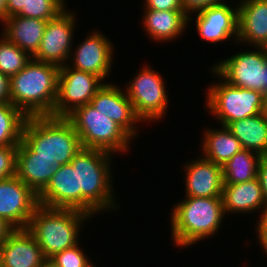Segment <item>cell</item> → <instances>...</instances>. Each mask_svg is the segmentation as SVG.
<instances>
[{
  "label": "cell",
  "instance_id": "6da1fadb",
  "mask_svg": "<svg viewBox=\"0 0 267 267\" xmlns=\"http://www.w3.org/2000/svg\"><path fill=\"white\" fill-rule=\"evenodd\" d=\"M111 157L102 150L82 148L69 163L77 169V210L94 216L118 209L111 185Z\"/></svg>",
  "mask_w": 267,
  "mask_h": 267
},
{
  "label": "cell",
  "instance_id": "7a4b0ae2",
  "mask_svg": "<svg viewBox=\"0 0 267 267\" xmlns=\"http://www.w3.org/2000/svg\"><path fill=\"white\" fill-rule=\"evenodd\" d=\"M60 67L31 61L10 78V103L26 117L52 116L58 93Z\"/></svg>",
  "mask_w": 267,
  "mask_h": 267
},
{
  "label": "cell",
  "instance_id": "3957f363",
  "mask_svg": "<svg viewBox=\"0 0 267 267\" xmlns=\"http://www.w3.org/2000/svg\"><path fill=\"white\" fill-rule=\"evenodd\" d=\"M21 140L35 157L50 160L55 166L69 164L82 149L79 136L66 117H27Z\"/></svg>",
  "mask_w": 267,
  "mask_h": 267
},
{
  "label": "cell",
  "instance_id": "277c9868",
  "mask_svg": "<svg viewBox=\"0 0 267 267\" xmlns=\"http://www.w3.org/2000/svg\"><path fill=\"white\" fill-rule=\"evenodd\" d=\"M184 198L174 204L170 222L174 244L187 248L216 234L225 213L222 197Z\"/></svg>",
  "mask_w": 267,
  "mask_h": 267
},
{
  "label": "cell",
  "instance_id": "5b68a950",
  "mask_svg": "<svg viewBox=\"0 0 267 267\" xmlns=\"http://www.w3.org/2000/svg\"><path fill=\"white\" fill-rule=\"evenodd\" d=\"M92 216L77 209L49 208L38 205L27 230L34 236L47 260L58 252L79 244L81 224Z\"/></svg>",
  "mask_w": 267,
  "mask_h": 267
},
{
  "label": "cell",
  "instance_id": "8992f818",
  "mask_svg": "<svg viewBox=\"0 0 267 267\" xmlns=\"http://www.w3.org/2000/svg\"><path fill=\"white\" fill-rule=\"evenodd\" d=\"M66 118L73 124L82 148L102 150L112 155L130 150L129 143L133 138L90 103L75 108Z\"/></svg>",
  "mask_w": 267,
  "mask_h": 267
},
{
  "label": "cell",
  "instance_id": "52a82bcc",
  "mask_svg": "<svg viewBox=\"0 0 267 267\" xmlns=\"http://www.w3.org/2000/svg\"><path fill=\"white\" fill-rule=\"evenodd\" d=\"M220 82L207 90L205 105L222 126L231 122L259 115L264 111L265 95L261 92L235 87L220 76Z\"/></svg>",
  "mask_w": 267,
  "mask_h": 267
},
{
  "label": "cell",
  "instance_id": "ba28073f",
  "mask_svg": "<svg viewBox=\"0 0 267 267\" xmlns=\"http://www.w3.org/2000/svg\"><path fill=\"white\" fill-rule=\"evenodd\" d=\"M242 51L213 64L212 73L227 83L261 92L267 96V49Z\"/></svg>",
  "mask_w": 267,
  "mask_h": 267
},
{
  "label": "cell",
  "instance_id": "9c48e42d",
  "mask_svg": "<svg viewBox=\"0 0 267 267\" xmlns=\"http://www.w3.org/2000/svg\"><path fill=\"white\" fill-rule=\"evenodd\" d=\"M159 74L147 65L124 87L141 122H158L166 114L169 101L164 79Z\"/></svg>",
  "mask_w": 267,
  "mask_h": 267
},
{
  "label": "cell",
  "instance_id": "30bf717a",
  "mask_svg": "<svg viewBox=\"0 0 267 267\" xmlns=\"http://www.w3.org/2000/svg\"><path fill=\"white\" fill-rule=\"evenodd\" d=\"M103 79L91 72L80 71L67 63L60 67L57 99L53 117H66L75 108L89 104L103 86Z\"/></svg>",
  "mask_w": 267,
  "mask_h": 267
},
{
  "label": "cell",
  "instance_id": "8fae6325",
  "mask_svg": "<svg viewBox=\"0 0 267 267\" xmlns=\"http://www.w3.org/2000/svg\"><path fill=\"white\" fill-rule=\"evenodd\" d=\"M75 14L70 10L62 11L56 18L48 20L42 41L37 52L32 56L36 61L66 65L72 52Z\"/></svg>",
  "mask_w": 267,
  "mask_h": 267
},
{
  "label": "cell",
  "instance_id": "7c38bea8",
  "mask_svg": "<svg viewBox=\"0 0 267 267\" xmlns=\"http://www.w3.org/2000/svg\"><path fill=\"white\" fill-rule=\"evenodd\" d=\"M38 195L16 175L0 180V218L13 229H27Z\"/></svg>",
  "mask_w": 267,
  "mask_h": 267
},
{
  "label": "cell",
  "instance_id": "4fadbf2b",
  "mask_svg": "<svg viewBox=\"0 0 267 267\" xmlns=\"http://www.w3.org/2000/svg\"><path fill=\"white\" fill-rule=\"evenodd\" d=\"M85 40L71 52V66L74 69L91 72L103 80L109 76L113 65L114 47L102 32L91 31ZM94 32V33H93Z\"/></svg>",
  "mask_w": 267,
  "mask_h": 267
},
{
  "label": "cell",
  "instance_id": "5bb4252c",
  "mask_svg": "<svg viewBox=\"0 0 267 267\" xmlns=\"http://www.w3.org/2000/svg\"><path fill=\"white\" fill-rule=\"evenodd\" d=\"M227 3L211 5L197 12L195 25L202 40L213 43L238 37V6Z\"/></svg>",
  "mask_w": 267,
  "mask_h": 267
},
{
  "label": "cell",
  "instance_id": "9a60e30c",
  "mask_svg": "<svg viewBox=\"0 0 267 267\" xmlns=\"http://www.w3.org/2000/svg\"><path fill=\"white\" fill-rule=\"evenodd\" d=\"M90 104L101 114L120 125L133 139L141 120L136 116L126 91L114 83L105 82L91 99Z\"/></svg>",
  "mask_w": 267,
  "mask_h": 267
},
{
  "label": "cell",
  "instance_id": "2e32d148",
  "mask_svg": "<svg viewBox=\"0 0 267 267\" xmlns=\"http://www.w3.org/2000/svg\"><path fill=\"white\" fill-rule=\"evenodd\" d=\"M47 259L27 229H14L0 245L1 267H42Z\"/></svg>",
  "mask_w": 267,
  "mask_h": 267
},
{
  "label": "cell",
  "instance_id": "e0dca14e",
  "mask_svg": "<svg viewBox=\"0 0 267 267\" xmlns=\"http://www.w3.org/2000/svg\"><path fill=\"white\" fill-rule=\"evenodd\" d=\"M190 162L184 165L185 196L222 197L224 187L222 167L204 157Z\"/></svg>",
  "mask_w": 267,
  "mask_h": 267
},
{
  "label": "cell",
  "instance_id": "ac0fdd59",
  "mask_svg": "<svg viewBox=\"0 0 267 267\" xmlns=\"http://www.w3.org/2000/svg\"><path fill=\"white\" fill-rule=\"evenodd\" d=\"M237 41L253 47L267 46V0L240 1Z\"/></svg>",
  "mask_w": 267,
  "mask_h": 267
},
{
  "label": "cell",
  "instance_id": "d6986e66",
  "mask_svg": "<svg viewBox=\"0 0 267 267\" xmlns=\"http://www.w3.org/2000/svg\"><path fill=\"white\" fill-rule=\"evenodd\" d=\"M38 204L77 209V169L70 164L58 166L46 188L38 195Z\"/></svg>",
  "mask_w": 267,
  "mask_h": 267
},
{
  "label": "cell",
  "instance_id": "ffe728a7",
  "mask_svg": "<svg viewBox=\"0 0 267 267\" xmlns=\"http://www.w3.org/2000/svg\"><path fill=\"white\" fill-rule=\"evenodd\" d=\"M58 166L50 160L35 157L21 140L16 153V176L39 195L48 185Z\"/></svg>",
  "mask_w": 267,
  "mask_h": 267
},
{
  "label": "cell",
  "instance_id": "44dd1931",
  "mask_svg": "<svg viewBox=\"0 0 267 267\" xmlns=\"http://www.w3.org/2000/svg\"><path fill=\"white\" fill-rule=\"evenodd\" d=\"M143 27L149 38L157 42H167L180 37L189 22L184 10L158 11L144 9Z\"/></svg>",
  "mask_w": 267,
  "mask_h": 267
},
{
  "label": "cell",
  "instance_id": "7402d4cb",
  "mask_svg": "<svg viewBox=\"0 0 267 267\" xmlns=\"http://www.w3.org/2000/svg\"><path fill=\"white\" fill-rule=\"evenodd\" d=\"M224 213H253L266 210L262 188L258 178L248 182L224 184L222 191Z\"/></svg>",
  "mask_w": 267,
  "mask_h": 267
},
{
  "label": "cell",
  "instance_id": "603a6c76",
  "mask_svg": "<svg viewBox=\"0 0 267 267\" xmlns=\"http://www.w3.org/2000/svg\"><path fill=\"white\" fill-rule=\"evenodd\" d=\"M1 32L10 42L33 56L42 41L47 21L18 15L5 18Z\"/></svg>",
  "mask_w": 267,
  "mask_h": 267
},
{
  "label": "cell",
  "instance_id": "cb8c5ba5",
  "mask_svg": "<svg viewBox=\"0 0 267 267\" xmlns=\"http://www.w3.org/2000/svg\"><path fill=\"white\" fill-rule=\"evenodd\" d=\"M227 128L240 142L242 149L267 156V120L264 113L231 122Z\"/></svg>",
  "mask_w": 267,
  "mask_h": 267
},
{
  "label": "cell",
  "instance_id": "d4e9b609",
  "mask_svg": "<svg viewBox=\"0 0 267 267\" xmlns=\"http://www.w3.org/2000/svg\"><path fill=\"white\" fill-rule=\"evenodd\" d=\"M203 137L201 156L221 167L242 149L240 142L226 126L209 128Z\"/></svg>",
  "mask_w": 267,
  "mask_h": 267
},
{
  "label": "cell",
  "instance_id": "484cf974",
  "mask_svg": "<svg viewBox=\"0 0 267 267\" xmlns=\"http://www.w3.org/2000/svg\"><path fill=\"white\" fill-rule=\"evenodd\" d=\"M261 157L256 152L241 149L222 166L224 184L243 183L257 178Z\"/></svg>",
  "mask_w": 267,
  "mask_h": 267
},
{
  "label": "cell",
  "instance_id": "4316f807",
  "mask_svg": "<svg viewBox=\"0 0 267 267\" xmlns=\"http://www.w3.org/2000/svg\"><path fill=\"white\" fill-rule=\"evenodd\" d=\"M26 118L11 103L0 104V146H18Z\"/></svg>",
  "mask_w": 267,
  "mask_h": 267
},
{
  "label": "cell",
  "instance_id": "83f0119b",
  "mask_svg": "<svg viewBox=\"0 0 267 267\" xmlns=\"http://www.w3.org/2000/svg\"><path fill=\"white\" fill-rule=\"evenodd\" d=\"M0 37V72L11 78L31 61L32 56L5 36Z\"/></svg>",
  "mask_w": 267,
  "mask_h": 267
},
{
  "label": "cell",
  "instance_id": "f1b7e54d",
  "mask_svg": "<svg viewBox=\"0 0 267 267\" xmlns=\"http://www.w3.org/2000/svg\"><path fill=\"white\" fill-rule=\"evenodd\" d=\"M48 261L55 267H95L78 244L56 253Z\"/></svg>",
  "mask_w": 267,
  "mask_h": 267
},
{
  "label": "cell",
  "instance_id": "f546056e",
  "mask_svg": "<svg viewBox=\"0 0 267 267\" xmlns=\"http://www.w3.org/2000/svg\"><path fill=\"white\" fill-rule=\"evenodd\" d=\"M64 0H31L30 18L51 20L66 9Z\"/></svg>",
  "mask_w": 267,
  "mask_h": 267
},
{
  "label": "cell",
  "instance_id": "4dcf8cb0",
  "mask_svg": "<svg viewBox=\"0 0 267 267\" xmlns=\"http://www.w3.org/2000/svg\"><path fill=\"white\" fill-rule=\"evenodd\" d=\"M17 146H0V180L16 174Z\"/></svg>",
  "mask_w": 267,
  "mask_h": 267
},
{
  "label": "cell",
  "instance_id": "1f68e13d",
  "mask_svg": "<svg viewBox=\"0 0 267 267\" xmlns=\"http://www.w3.org/2000/svg\"><path fill=\"white\" fill-rule=\"evenodd\" d=\"M31 0H6L5 18L14 15L30 18Z\"/></svg>",
  "mask_w": 267,
  "mask_h": 267
},
{
  "label": "cell",
  "instance_id": "d6a6232c",
  "mask_svg": "<svg viewBox=\"0 0 267 267\" xmlns=\"http://www.w3.org/2000/svg\"><path fill=\"white\" fill-rule=\"evenodd\" d=\"M224 0H181L184 12L189 16V22L191 19V13H197L202 9H205L211 5L223 3Z\"/></svg>",
  "mask_w": 267,
  "mask_h": 267
},
{
  "label": "cell",
  "instance_id": "836d02e7",
  "mask_svg": "<svg viewBox=\"0 0 267 267\" xmlns=\"http://www.w3.org/2000/svg\"><path fill=\"white\" fill-rule=\"evenodd\" d=\"M144 9L158 11L183 10L181 0H145Z\"/></svg>",
  "mask_w": 267,
  "mask_h": 267
},
{
  "label": "cell",
  "instance_id": "e575fe53",
  "mask_svg": "<svg viewBox=\"0 0 267 267\" xmlns=\"http://www.w3.org/2000/svg\"><path fill=\"white\" fill-rule=\"evenodd\" d=\"M260 220L257 222L255 229L258 233V242L263 247V251L267 254V209L261 212Z\"/></svg>",
  "mask_w": 267,
  "mask_h": 267
},
{
  "label": "cell",
  "instance_id": "d590c367",
  "mask_svg": "<svg viewBox=\"0 0 267 267\" xmlns=\"http://www.w3.org/2000/svg\"><path fill=\"white\" fill-rule=\"evenodd\" d=\"M257 178L262 188L263 199L267 209V156H262L260 158Z\"/></svg>",
  "mask_w": 267,
  "mask_h": 267
},
{
  "label": "cell",
  "instance_id": "8d00e7d4",
  "mask_svg": "<svg viewBox=\"0 0 267 267\" xmlns=\"http://www.w3.org/2000/svg\"><path fill=\"white\" fill-rule=\"evenodd\" d=\"M10 103V78L0 72V104Z\"/></svg>",
  "mask_w": 267,
  "mask_h": 267
},
{
  "label": "cell",
  "instance_id": "74e56055",
  "mask_svg": "<svg viewBox=\"0 0 267 267\" xmlns=\"http://www.w3.org/2000/svg\"><path fill=\"white\" fill-rule=\"evenodd\" d=\"M13 230L14 229L9 224L0 218V245L6 240L7 236Z\"/></svg>",
  "mask_w": 267,
  "mask_h": 267
},
{
  "label": "cell",
  "instance_id": "f35d334b",
  "mask_svg": "<svg viewBox=\"0 0 267 267\" xmlns=\"http://www.w3.org/2000/svg\"><path fill=\"white\" fill-rule=\"evenodd\" d=\"M6 0H0V23L5 19Z\"/></svg>",
  "mask_w": 267,
  "mask_h": 267
},
{
  "label": "cell",
  "instance_id": "ab89813d",
  "mask_svg": "<svg viewBox=\"0 0 267 267\" xmlns=\"http://www.w3.org/2000/svg\"><path fill=\"white\" fill-rule=\"evenodd\" d=\"M266 120H267V96H265L264 111H263Z\"/></svg>",
  "mask_w": 267,
  "mask_h": 267
},
{
  "label": "cell",
  "instance_id": "60d3db41",
  "mask_svg": "<svg viewBox=\"0 0 267 267\" xmlns=\"http://www.w3.org/2000/svg\"><path fill=\"white\" fill-rule=\"evenodd\" d=\"M42 267H55L50 261H46Z\"/></svg>",
  "mask_w": 267,
  "mask_h": 267
}]
</instances>
